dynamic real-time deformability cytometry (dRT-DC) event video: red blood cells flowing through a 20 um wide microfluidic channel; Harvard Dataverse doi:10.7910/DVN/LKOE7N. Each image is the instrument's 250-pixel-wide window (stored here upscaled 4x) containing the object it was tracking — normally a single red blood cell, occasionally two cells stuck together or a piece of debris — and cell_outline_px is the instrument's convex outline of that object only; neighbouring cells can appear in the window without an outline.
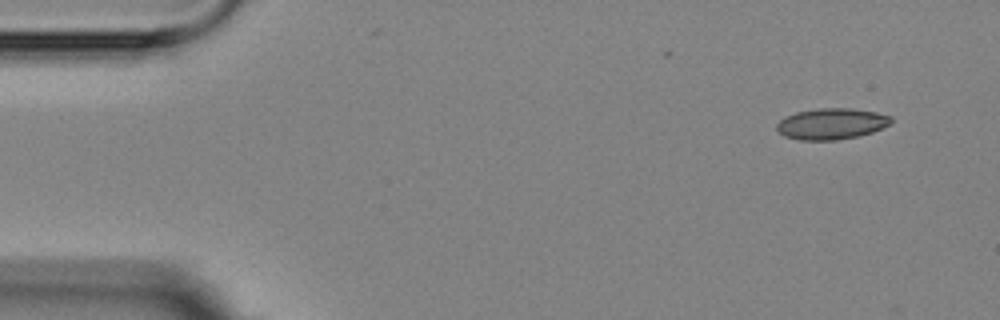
{"species": "Egyptian fruit bat (a non-hibernating species)", "species_latin": "Rousettus aegyptiacus", "temperature_condition": "room temperature", "stored_images_in_passage": 6, "camera_frame_rate_fps": 3000, "um_per_image_px": 0.085, "animal": {"sex": "female"}, "frame": {"image": 1, "passage_image": 1, "time_ms": 0.0, "image_size_px": [1000, 320], "cell_outline_px": [[892, 120], [888, 124], [872, 132], [856, 136], [836, 140], [800, 140], [784, 136], [776, 128], [776, 124], [784, 116], [796, 112], [820, 108], [852, 108], [876, 112], [892, 116]], "centroid_in_image_um": [70.64, 10.51], "position_along_channel_um": 14.4, "area_um2": 20.63}}
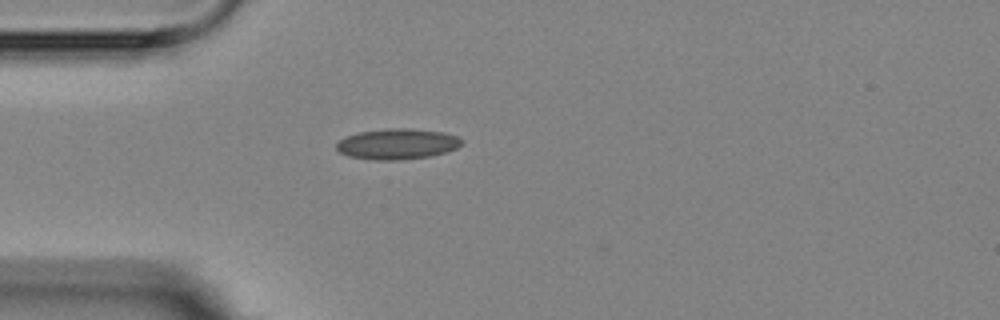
{"frame": {"image": 2, "passage_image": 4, "time_ms": 3.667, "image_size_px": [1000, 320], "cell_outline_px": [[460, 144], [456, 148], [444, 152], [428, 156], [396, 160], [372, 160], [348, 156], [340, 152], [336, 148], [336, 144], [340, 140], [348, 136], [360, 132], [384, 128], [412, 128], [444, 132], [456, 136], [460, 140]], "centroid_in_image_um": [33.73, 12.23], "position_along_channel_um": 51.3, "area_um2": 22.14}}
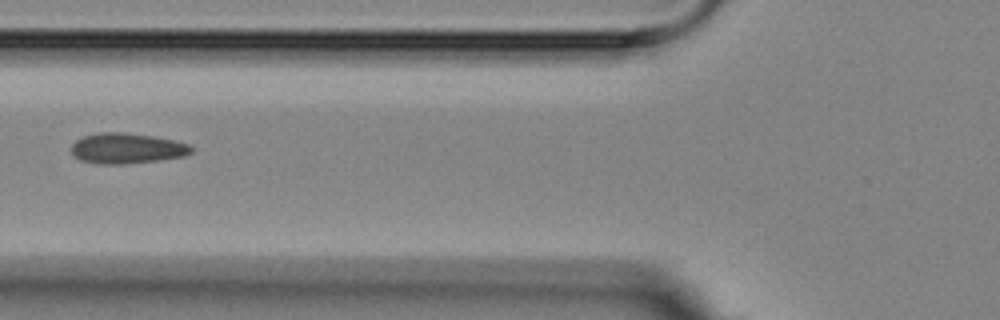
{"frame": {"image": 3, "passage_image": 6, "time_ms": 5.667, "image_size_px": [1000, 320], "cell_outline_px": [[192, 152], [184, 156], [160, 160], [124, 164], [100, 164], [80, 160], [72, 152], [72, 144], [76, 140], [84, 136], [96, 132], [124, 132], [152, 136], [172, 140], [188, 144], [192, 148]], "centroid_in_image_um": [10.77, 12.61], "position_along_channel_um": 115.0, "area_um2": 21.21}}